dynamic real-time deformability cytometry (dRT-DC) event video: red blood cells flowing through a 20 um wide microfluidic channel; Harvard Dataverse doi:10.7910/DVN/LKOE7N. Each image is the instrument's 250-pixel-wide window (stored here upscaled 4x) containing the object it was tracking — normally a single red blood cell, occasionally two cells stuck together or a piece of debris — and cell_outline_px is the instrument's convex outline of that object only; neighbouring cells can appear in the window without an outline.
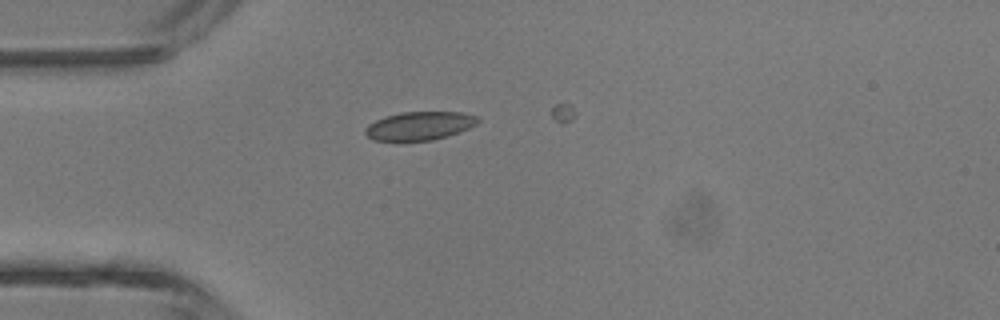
{"species": "common noctule bat (a hibernating species)", "species_latin": "Nyctalus noctula", "temperature_condition": "room temperature", "stored_images_in_passage": 1, "camera_frame_rate_fps": 3000, "um_per_image_px": 0.085, "animal": {"sex": "male", "body_mass_g": 13.3}, "frame": {"image": 1, "passage_image": 1, "time_ms": 0.0, "image_size_px": [1000, 320], "cell_outline_px": [[480, 120], [476, 124], [460, 132], [448, 136], [432, 140], [400, 144], [372, 140], [364, 132], [364, 128], [368, 124], [384, 116], [400, 112], [464, 112], [480, 116]], "centroid_in_image_um": [35.61, 10.74], "position_along_channel_um": 49.4, "area_um2": 19.65}}